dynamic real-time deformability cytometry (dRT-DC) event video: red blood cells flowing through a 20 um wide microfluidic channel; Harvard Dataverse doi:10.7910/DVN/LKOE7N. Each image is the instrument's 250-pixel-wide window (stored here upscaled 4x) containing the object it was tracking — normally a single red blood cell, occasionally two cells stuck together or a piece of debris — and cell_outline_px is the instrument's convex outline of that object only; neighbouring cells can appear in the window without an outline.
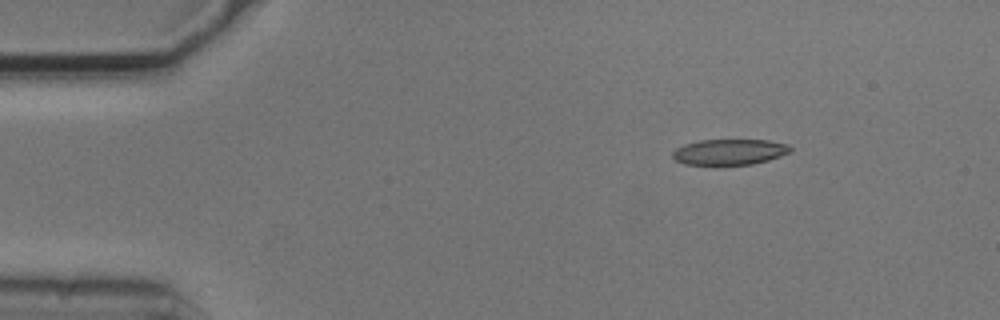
{"species": "common noctule bat (a hibernating species)", "species_latin": "Nyctalus noctula", "temperature_condition": "cold", "stored_images_in_passage": 4, "camera_frame_rate_fps": 3000, "um_per_image_px": 0.085, "animal": {"sex": "male", "body_mass_g": 20.5, "forearm_length_mm": 52.5}, "frame": {"image": 1, "passage_image": 1, "time_ms": 0.0, "image_size_px": [1000, 320], "cell_outline_px": [[792, 152], [768, 160], [752, 164], [720, 168], [716, 168], [684, 164], [676, 160], [672, 156], [672, 152], [676, 148], [684, 144], [700, 140], [768, 140], [788, 144], [792, 148]], "centroid_in_image_um": [61.97, 12.97], "position_along_channel_um": 23.0, "area_um2": 18.61}}
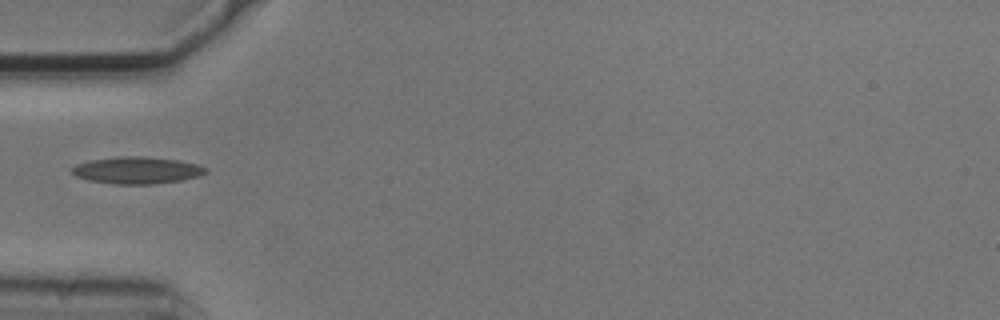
{"frame": {"image": 2, "passage_image": 4, "time_ms": 1.0, "image_size_px": [1000, 320], "cell_outline_px": [[208, 172], [200, 176], [180, 180], [152, 184], [112, 184], [88, 180], [76, 176], [72, 172], [72, 168], [76, 164], [92, 160], [120, 156], [144, 156], [180, 160], [196, 164], [208, 168]], "centroid_in_image_um": [11.67, 14.47], "position_along_channel_um": 73.3, "area_um2": 21.04}}